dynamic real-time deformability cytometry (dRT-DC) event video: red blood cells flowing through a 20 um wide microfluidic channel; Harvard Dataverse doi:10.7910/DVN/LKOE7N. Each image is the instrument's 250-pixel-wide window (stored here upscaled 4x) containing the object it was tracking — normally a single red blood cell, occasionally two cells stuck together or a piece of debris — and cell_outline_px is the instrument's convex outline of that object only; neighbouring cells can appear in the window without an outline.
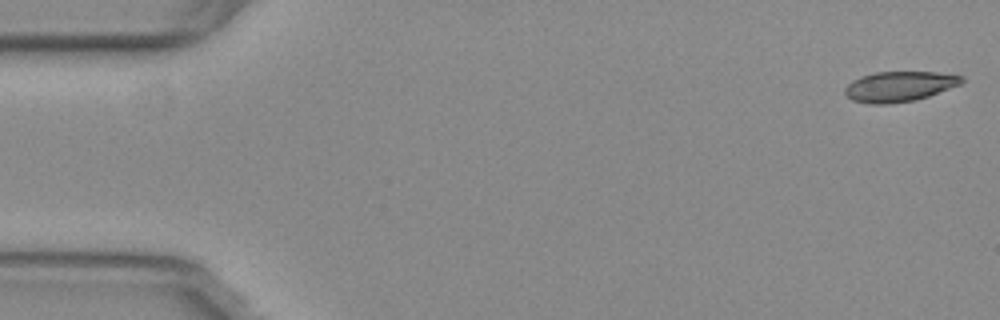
{"species": "common noctule bat (a hibernating species)", "species_latin": "Nyctalus noctula", "temperature_condition": "warm", "stored_images_in_passage": 13, "camera_frame_rate_fps": 3000, "um_per_image_px": 0.085, "animal": {"sex": "female", "body_mass_g": 29.2, "forearm_length_mm": 56.3}, "frame": {"image": 1, "passage_image": 1, "time_ms": 0.0, "image_size_px": [1000, 320], "cell_outline_px": [[964, 80], [960, 84], [928, 96], [916, 100], [888, 104], [868, 104], [852, 100], [844, 92], [844, 88], [852, 80], [860, 76], [876, 72], [936, 72], [964, 76]], "centroid_in_image_um": [76.41, 7.35], "position_along_channel_um": 8.6, "area_um2": 20.58}}